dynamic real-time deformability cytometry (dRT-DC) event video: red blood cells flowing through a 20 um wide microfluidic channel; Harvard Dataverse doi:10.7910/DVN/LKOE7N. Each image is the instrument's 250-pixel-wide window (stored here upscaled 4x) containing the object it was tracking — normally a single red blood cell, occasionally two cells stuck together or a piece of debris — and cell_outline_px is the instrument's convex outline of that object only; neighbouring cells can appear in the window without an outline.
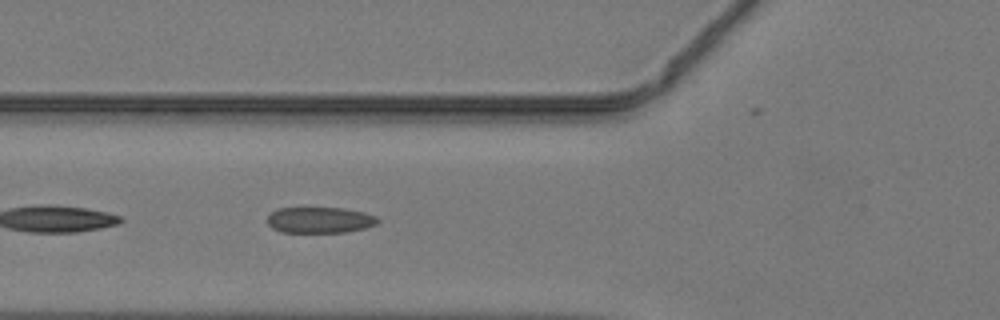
{"species": "common noctule bat (a hibernating species)", "species_latin": "Nyctalus noctula", "temperature_condition": "warm", "stored_images_in_passage": 47, "segment_of_instrument_passage": [2, 2], "camera_frame_rate_fps": 3000, "um_per_image_px": 0.085, "animal": {"sex": "male", "body_mass_g": 19.2, "forearm_length_mm": 51.8}, "frame": {"image": 1, "passage_image": 18, "time_ms": 5.667, "image_size_px": [1000, 320], "cell_outline_px": [[380, 220], [376, 224], [364, 228], [344, 232], [280, 232], [272, 228], [264, 220], [276, 208], [344, 208], [364, 212], [376, 216]], "centroid_in_image_um": [27.14, 18.7], "position_along_channel_um": 98.7, "area_um2": 16.82}}
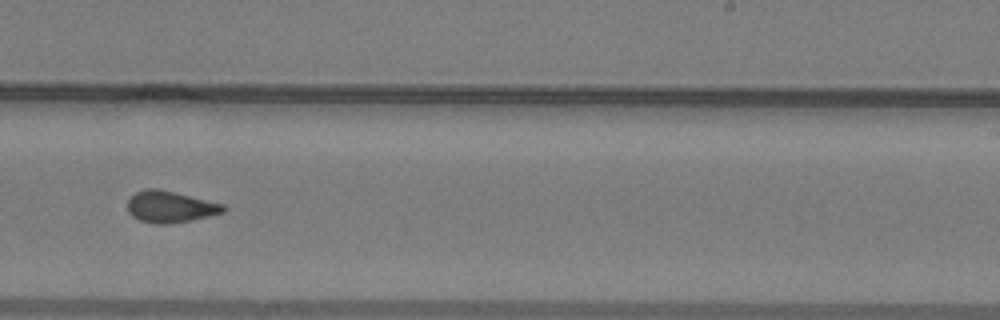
{"frame": {"image": 2, "passage_image": 30, "time_ms": 9.667, "image_size_px": [1000, 320], "cell_outline_px": [[228, 208], [224, 212], [192, 220], [168, 224], [152, 224], [140, 220], [132, 216], [128, 212], [128, 200], [136, 192], [148, 188], [160, 188], [224, 204]], "centroid_in_image_um": [14.48, 17.57], "position_along_channel_um": 274.5, "area_um2": 17.74}}
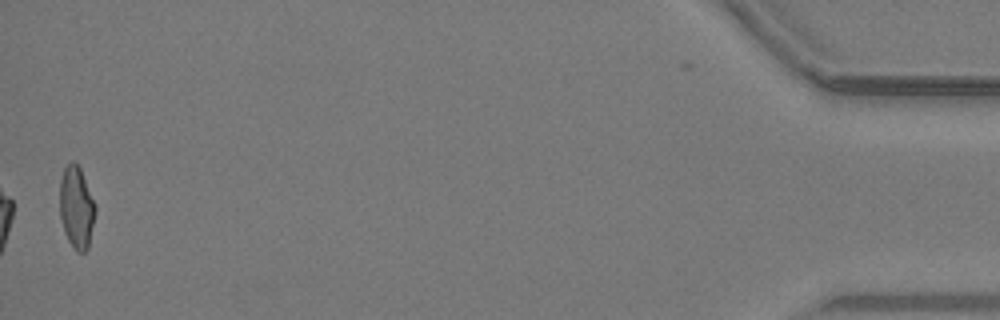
{"frame": {"image": 3, "passage_image": 47, "time_ms": 15.333, "image_size_px": [1000, 320], "cell_outline_px": [[96, 212], [88, 248], [84, 252], [76, 252], [68, 240], [64, 232], [60, 216], [60, 180], [64, 168], [72, 160], [80, 168], [96, 204]], "centroid_in_image_um": [6.51, 17.64], "position_along_channel_um": 428.7, "area_um2": 17.11}}